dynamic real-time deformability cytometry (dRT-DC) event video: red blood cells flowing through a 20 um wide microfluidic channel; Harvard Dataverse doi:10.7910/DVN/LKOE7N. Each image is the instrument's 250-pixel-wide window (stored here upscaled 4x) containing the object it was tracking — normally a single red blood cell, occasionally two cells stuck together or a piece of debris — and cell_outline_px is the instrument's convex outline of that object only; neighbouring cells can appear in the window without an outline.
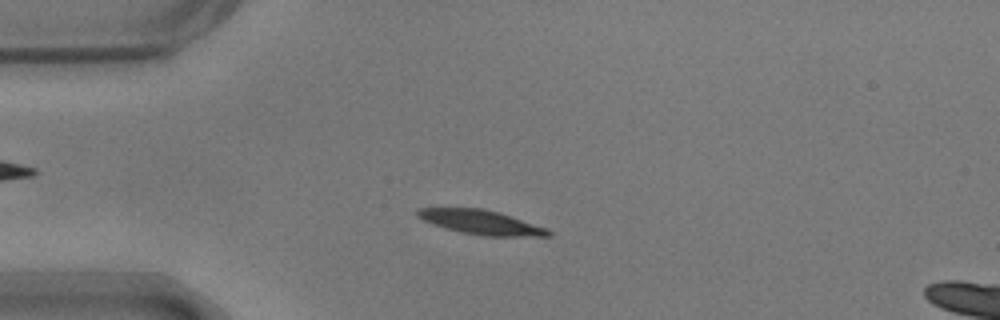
{"species": "common noctule bat (a hibernating species)", "species_latin": "Nyctalus noctula", "temperature_condition": "warm", "stored_images_in_passage": 52, "camera_frame_rate_fps": 3000, "um_per_image_px": 0.085, "animal": {"sex": "male", "body_mass_g": 17.9}, "frame": {"image": 1, "passage_image": 11, "time_ms": 3.333, "image_size_px": [1000, 320], "cell_outline_px": [[552, 236], [484, 236], [460, 232], [444, 228], [432, 224], [416, 216], [416, 212], [420, 208], [480, 208], [500, 212], [548, 228], [552, 232]], "centroid_in_image_um": [40.92, 18.89], "position_along_channel_um": 44.1, "area_um2": 18.61}}
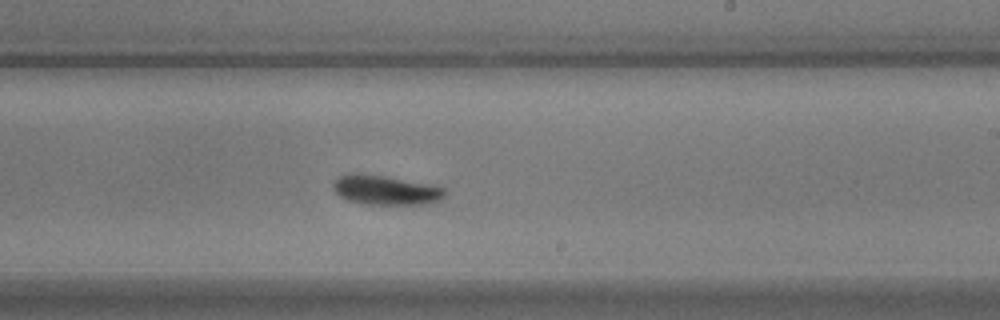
{"frame": {"image": 2, "passage_image": 30, "time_ms": 9.667, "image_size_px": [1000, 320], "cell_outline_px": [[444, 196], [440, 200], [428, 204], [368, 204], [348, 200], [340, 196], [332, 188], [332, 184], [340, 176], [348, 172], [356, 172], [384, 176], [428, 184], [444, 188]], "centroid_in_image_um": [32.74, 16.14], "position_along_channel_um": 256.3, "area_um2": 19.07}}
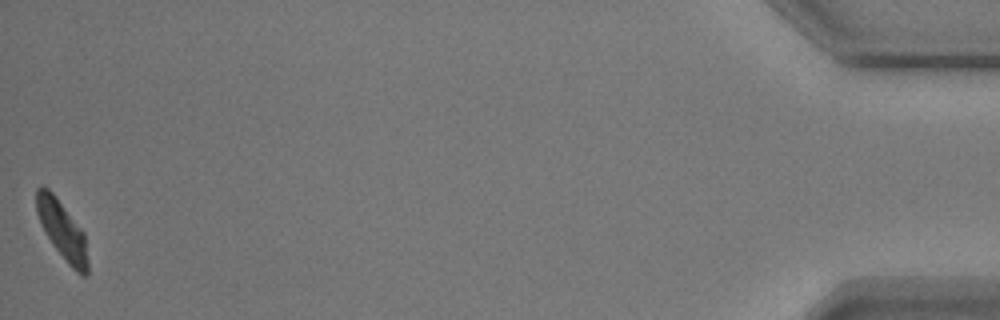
{"frame": {"image": 3, "passage_image": 52, "time_ms": 17.0, "image_size_px": [1000, 320], "cell_outline_px": [[88, 272], [84, 276], [80, 276], [68, 264], [52, 244], [40, 224], [36, 212], [36, 188], [48, 188], [56, 196], [84, 232], [88, 260]], "centroid_in_image_um": [5.29, 19.59], "position_along_channel_um": 429.9, "area_um2": 17.46}, "authors_computed_cell_mechanics": {"area_um2": 18.6116, "velocity_mm_per_s": 3.663, "shape_relaxation_time_tau1_ms": 2.3327, "shape_relaxation_time_tau2_ms": 4.661, "deformation_change_tau1": 0.1289, "deformation_change_tau2": 0.1156}}